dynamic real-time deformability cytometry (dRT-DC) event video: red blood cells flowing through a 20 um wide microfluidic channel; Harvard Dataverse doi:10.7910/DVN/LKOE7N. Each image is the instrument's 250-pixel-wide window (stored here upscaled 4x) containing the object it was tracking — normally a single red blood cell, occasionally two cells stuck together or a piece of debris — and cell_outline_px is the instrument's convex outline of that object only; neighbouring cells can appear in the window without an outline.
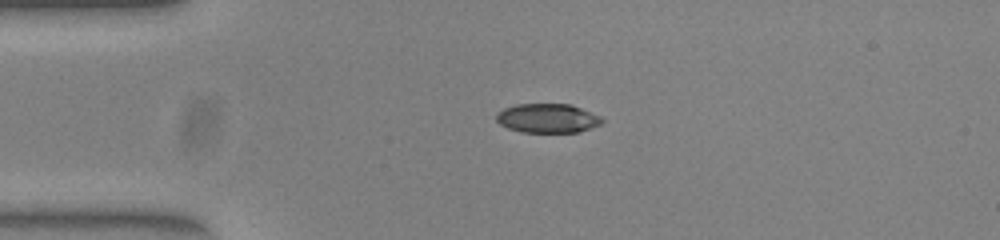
{"species": "common noctule bat (a hibernating species)", "species_latin": "Nyctalus noctula", "temperature_condition": "warm", "stored_images_in_passage": 41, "camera_frame_rate_fps": 3000, "um_per_image_px": 0.085, "animal": {"sex": "female", "body_mass_g": 23.0, "forearm_length_mm": 53.4}, "frame": {"image": 1, "passage_image": 1, "time_ms": 0.0, "image_size_px": [1000, 240], "cell_outline_px": [[604, 120], [600, 124], [580, 132], [520, 132], [508, 128], [500, 124], [496, 120], [496, 112], [504, 108], [516, 104], [572, 104], [600, 116]], "centroid_in_image_um": [46.52, 10.05], "position_along_channel_um": 38.5, "area_um2": 18.03}}
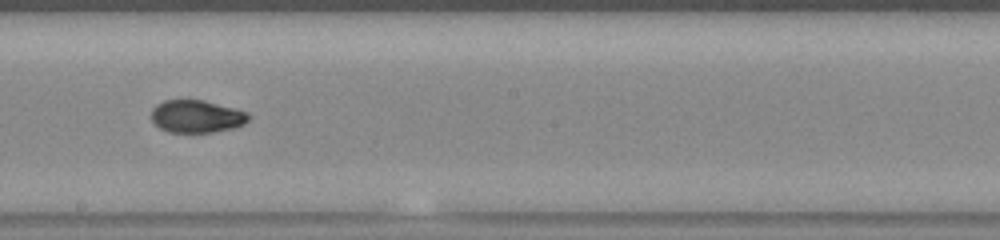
{"frame": {"image": 2, "passage_image": 18, "time_ms": 5.667, "image_size_px": [1000, 240], "cell_outline_px": [[252, 116], [244, 124], [232, 128], [212, 132], [168, 132], [152, 124], [152, 108], [156, 104], [164, 100], [204, 100], [248, 112]], "centroid_in_image_um": [16.7, 9.89], "position_along_channel_um": 231.5, "area_um2": 18.55}}
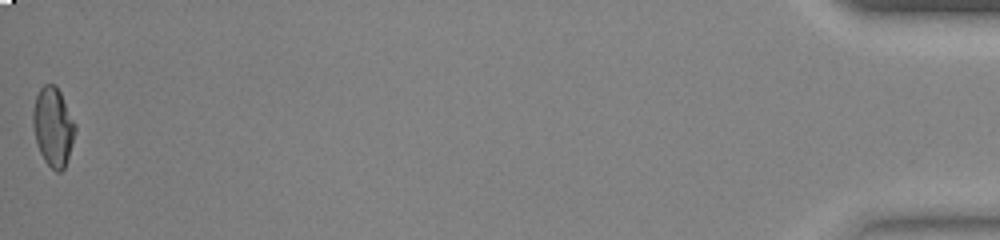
{"frame": {"image": 3, "passage_image": 41, "time_ms": 13.333, "image_size_px": [1000, 240], "cell_outline_px": [[76, 128], [68, 156], [64, 168], [60, 172], [56, 172], [44, 160], [40, 152], [36, 140], [32, 124], [32, 112], [36, 96], [40, 88], [44, 84], [52, 84], [60, 92], [76, 124]], "centroid_in_image_um": [4.5, 10.77], "position_along_channel_um": 430.7, "area_um2": 19.13}, "authors_computed_cell_mechanics": {"area_um2": 18.9006, "velocity_mm_per_s": 3.9314, "shape_relaxation_time_tau1_ms": 8.0327, "shape_relaxation_time_tau2_ms": 1.6353, "deformation_change_tau1": 0.2276, "deformation_change_tau2": 0.0543}}